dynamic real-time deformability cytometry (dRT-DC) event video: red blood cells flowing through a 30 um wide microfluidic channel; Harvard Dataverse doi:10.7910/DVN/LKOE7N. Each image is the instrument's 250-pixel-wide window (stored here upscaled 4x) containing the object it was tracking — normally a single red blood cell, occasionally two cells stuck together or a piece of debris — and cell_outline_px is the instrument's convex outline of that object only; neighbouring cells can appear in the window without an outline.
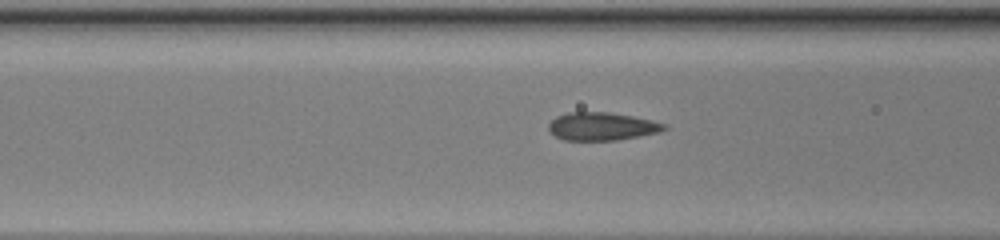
{"species": "common noctule bat (a hibernating species)", "species_latin": "Nyctalus noctula", "temperature_condition": "warm", "stored_images_in_passage": 42, "camera_frame_rate_fps": 3000, "um_per_image_px": 0.085, "animal": {"sex": "female", "body_mass_g": 20.0, "forearm_length_mm": 54.0}, "frame": {"image": 1, "passage_image": 22, "time_ms": 7.0, "image_size_px": [1000, 240], "cell_outline_px": [[668, 128], [660, 132], [616, 140], [564, 140], [548, 132], [548, 124], [556, 116], [568, 112], [608, 112], [632, 116], [652, 120], [668, 124]], "centroid_in_image_um": [51.16, 10.74], "position_along_channel_um": 115.4, "area_um2": 18.96}}
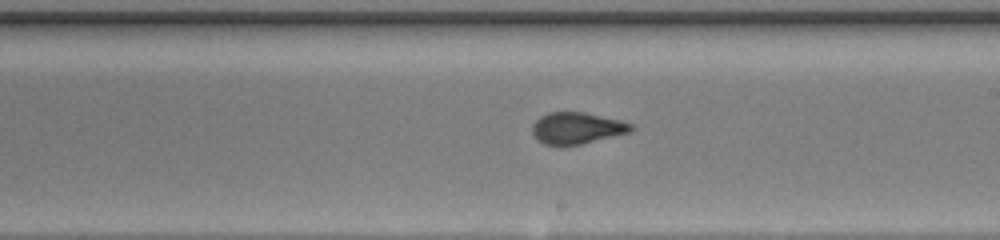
{"frame": {"image": 2, "passage_image": 31, "time_ms": 10.0, "image_size_px": [1000, 240], "cell_outline_px": [[636, 128], [632, 132], [580, 144], [560, 148], [544, 144], [532, 132], [532, 124], [540, 116], [548, 112], [584, 112], [620, 120], [632, 124]], "centroid_in_image_um": [49.04, 10.91], "position_along_channel_um": 240.0, "area_um2": 18.5}}
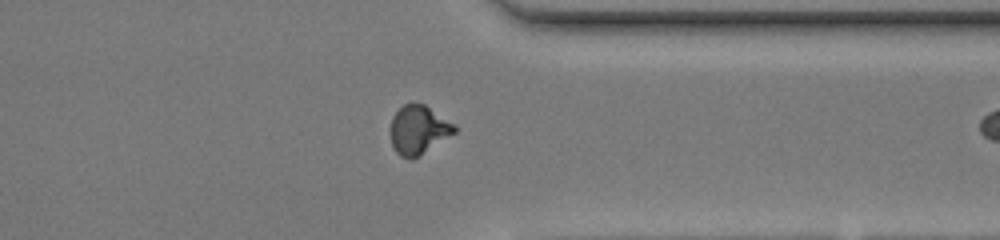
{"frame": {"image": 3, "passage_image": 41, "time_ms": 13.333, "image_size_px": [1000, 240], "cell_outline_px": [[456, 132], [420, 156], [412, 160], [408, 160], [400, 156], [392, 148], [392, 116], [404, 104], [424, 104], [456, 124]], "centroid_in_image_um": [35.6, 11.07], "position_along_channel_um": 375.8, "area_um2": 18.21}}